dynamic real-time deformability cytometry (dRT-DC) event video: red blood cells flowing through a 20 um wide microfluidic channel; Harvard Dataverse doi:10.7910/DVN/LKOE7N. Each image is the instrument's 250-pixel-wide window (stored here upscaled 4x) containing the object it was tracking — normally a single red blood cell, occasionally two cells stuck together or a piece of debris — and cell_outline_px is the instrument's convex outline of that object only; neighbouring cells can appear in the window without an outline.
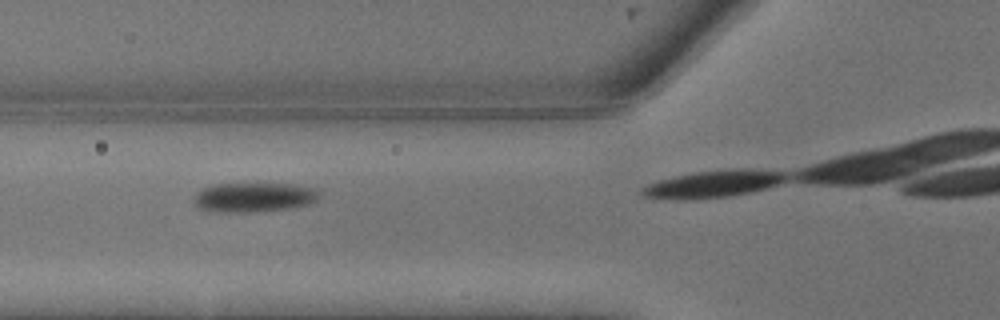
{"species": "common noctule bat (a hibernating species)", "species_latin": "Nyctalus noctula", "temperature_condition": "warm", "stored_images_in_passage": 8, "camera_frame_rate_fps": 3000, "um_per_image_px": 0.085, "animal": {"sex": "male", "body_mass_g": 13.3}, "frame": {"image": 1, "passage_image": 3, "time_ms": 0.667, "image_size_px": [1000, 320], "cell_outline_px": [[320, 196], [312, 204], [296, 208], [256, 212], [212, 212], [196, 208], [192, 204], [196, 192], [212, 184], [292, 184], [316, 188], [320, 192]], "centroid_in_image_um": [21.58, 16.79], "position_along_channel_um": 104.2, "area_um2": 22.14}}